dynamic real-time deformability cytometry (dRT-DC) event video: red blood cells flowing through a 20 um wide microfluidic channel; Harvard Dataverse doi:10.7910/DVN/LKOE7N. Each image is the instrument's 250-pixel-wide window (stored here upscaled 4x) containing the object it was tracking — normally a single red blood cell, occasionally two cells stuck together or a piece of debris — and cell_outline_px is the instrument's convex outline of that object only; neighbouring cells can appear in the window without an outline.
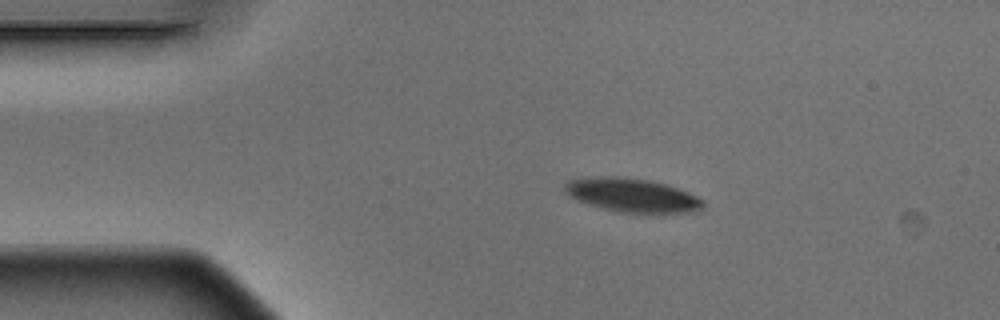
{"species": "Egyptian fruit bat (a non-hibernating species)", "species_latin": "Rousettus aegyptiacus", "temperature_condition": "warm", "stored_images_in_passage": 8, "camera_frame_rate_fps": 3000, "um_per_image_px": 0.085, "animal": {"sex": "male"}, "frame": {"image": 1, "passage_image": 1, "time_ms": 0.0, "image_size_px": [1000, 320], "cell_outline_px": [[704, 208], [700, 212], [664, 216], [616, 212], [588, 204], [564, 192], [564, 184], [568, 180], [592, 176], [616, 176], [648, 180], [664, 184], [688, 192], [704, 200]], "centroid_in_image_um": [53.84, 16.65], "position_along_channel_um": 31.2, "area_um2": 28.26}}
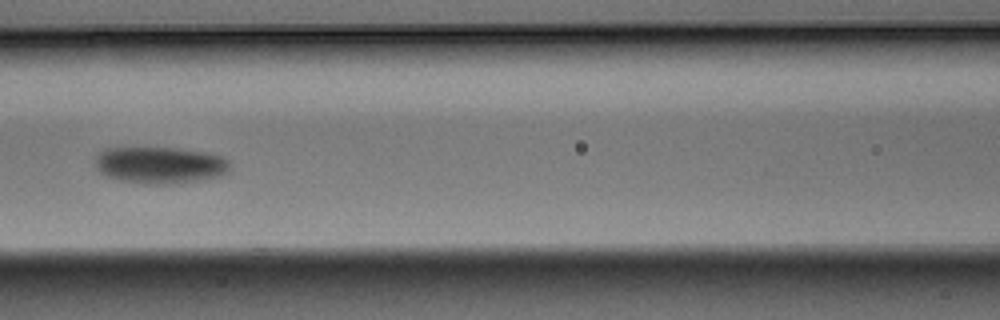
{"frame": {"image": 2, "passage_image": 5, "time_ms": 1.333, "image_size_px": [1000, 320], "cell_outline_px": [[232, 168], [228, 172], [220, 176], [180, 184], [140, 184], [120, 180], [108, 176], [100, 172], [96, 168], [96, 156], [104, 148], [180, 148], [204, 152], [224, 156], [232, 164]], "centroid_in_image_um": [13.66, 14.04], "position_along_channel_um": 152.9, "area_um2": 29.3}}
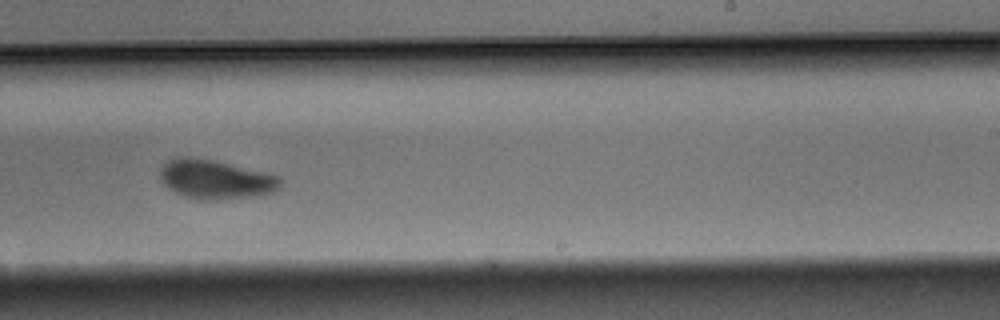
{"frame": {"image": 3, "passage_image": 8, "time_ms": 2.333, "image_size_px": [1000, 320], "cell_outline_px": [[284, 180], [280, 188], [272, 192], [252, 196], [216, 200], [200, 200], [184, 196], [168, 188], [164, 184], [160, 176], [160, 168], [168, 160], [176, 156], [184, 156], [212, 160], [268, 172], [280, 176]], "centroid_in_image_um": [18.35, 15.24], "position_along_channel_um": 270.7, "area_um2": 27.63}}